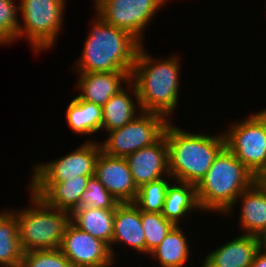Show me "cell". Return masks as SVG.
<instances>
[{
	"label": "cell",
	"mask_w": 266,
	"mask_h": 267,
	"mask_svg": "<svg viewBox=\"0 0 266 267\" xmlns=\"http://www.w3.org/2000/svg\"><path fill=\"white\" fill-rule=\"evenodd\" d=\"M145 47L141 45L137 52L130 81L136 88L142 111L157 113L172 121L180 99L181 56L171 54L165 59H156Z\"/></svg>",
	"instance_id": "obj_1"
},
{
	"label": "cell",
	"mask_w": 266,
	"mask_h": 267,
	"mask_svg": "<svg viewBox=\"0 0 266 267\" xmlns=\"http://www.w3.org/2000/svg\"><path fill=\"white\" fill-rule=\"evenodd\" d=\"M94 14L81 56L72 64V72H132L142 44L127 31L106 23L97 13Z\"/></svg>",
	"instance_id": "obj_2"
},
{
	"label": "cell",
	"mask_w": 266,
	"mask_h": 267,
	"mask_svg": "<svg viewBox=\"0 0 266 267\" xmlns=\"http://www.w3.org/2000/svg\"><path fill=\"white\" fill-rule=\"evenodd\" d=\"M173 122L168 123L164 132L168 146L169 175L174 181L197 185L225 147L224 133H192L176 127Z\"/></svg>",
	"instance_id": "obj_3"
},
{
	"label": "cell",
	"mask_w": 266,
	"mask_h": 267,
	"mask_svg": "<svg viewBox=\"0 0 266 267\" xmlns=\"http://www.w3.org/2000/svg\"><path fill=\"white\" fill-rule=\"evenodd\" d=\"M254 182L255 176L225 146L196 185L202 213L210 211L224 215L234 205L237 197Z\"/></svg>",
	"instance_id": "obj_4"
},
{
	"label": "cell",
	"mask_w": 266,
	"mask_h": 267,
	"mask_svg": "<svg viewBox=\"0 0 266 267\" xmlns=\"http://www.w3.org/2000/svg\"><path fill=\"white\" fill-rule=\"evenodd\" d=\"M28 192L29 207L13 208L18 220L22 252L58 249L70 223V212L48 206L31 191Z\"/></svg>",
	"instance_id": "obj_5"
},
{
	"label": "cell",
	"mask_w": 266,
	"mask_h": 267,
	"mask_svg": "<svg viewBox=\"0 0 266 267\" xmlns=\"http://www.w3.org/2000/svg\"><path fill=\"white\" fill-rule=\"evenodd\" d=\"M66 1L19 0L21 19L17 41L25 38L36 56L45 50H52L65 25Z\"/></svg>",
	"instance_id": "obj_6"
},
{
	"label": "cell",
	"mask_w": 266,
	"mask_h": 267,
	"mask_svg": "<svg viewBox=\"0 0 266 267\" xmlns=\"http://www.w3.org/2000/svg\"><path fill=\"white\" fill-rule=\"evenodd\" d=\"M101 145L94 139L69 153L50 161L33 163L32 175L27 190L38 195L49 183H59L73 178H89L94 175L95 164L101 152Z\"/></svg>",
	"instance_id": "obj_7"
},
{
	"label": "cell",
	"mask_w": 266,
	"mask_h": 267,
	"mask_svg": "<svg viewBox=\"0 0 266 267\" xmlns=\"http://www.w3.org/2000/svg\"><path fill=\"white\" fill-rule=\"evenodd\" d=\"M249 114L223 133L225 146L256 177L266 168V109Z\"/></svg>",
	"instance_id": "obj_8"
},
{
	"label": "cell",
	"mask_w": 266,
	"mask_h": 267,
	"mask_svg": "<svg viewBox=\"0 0 266 267\" xmlns=\"http://www.w3.org/2000/svg\"><path fill=\"white\" fill-rule=\"evenodd\" d=\"M169 122L163 115L142 111L123 127L108 132L105 141L99 142L101 150L109 156L126 158L156 143Z\"/></svg>",
	"instance_id": "obj_9"
},
{
	"label": "cell",
	"mask_w": 266,
	"mask_h": 267,
	"mask_svg": "<svg viewBox=\"0 0 266 267\" xmlns=\"http://www.w3.org/2000/svg\"><path fill=\"white\" fill-rule=\"evenodd\" d=\"M172 1V0H170ZM169 0H94L93 10L106 23L125 30L144 45L146 27ZM166 3V4H165ZM145 31V32H144Z\"/></svg>",
	"instance_id": "obj_10"
},
{
	"label": "cell",
	"mask_w": 266,
	"mask_h": 267,
	"mask_svg": "<svg viewBox=\"0 0 266 267\" xmlns=\"http://www.w3.org/2000/svg\"><path fill=\"white\" fill-rule=\"evenodd\" d=\"M60 251L74 267H107L115 260L109 246L73 225H67Z\"/></svg>",
	"instance_id": "obj_11"
},
{
	"label": "cell",
	"mask_w": 266,
	"mask_h": 267,
	"mask_svg": "<svg viewBox=\"0 0 266 267\" xmlns=\"http://www.w3.org/2000/svg\"><path fill=\"white\" fill-rule=\"evenodd\" d=\"M94 176L118 203H134L138 187L125 158L109 156L101 151L95 164Z\"/></svg>",
	"instance_id": "obj_12"
},
{
	"label": "cell",
	"mask_w": 266,
	"mask_h": 267,
	"mask_svg": "<svg viewBox=\"0 0 266 267\" xmlns=\"http://www.w3.org/2000/svg\"><path fill=\"white\" fill-rule=\"evenodd\" d=\"M125 159L138 188L145 183L170 176L165 135L156 143L137 150Z\"/></svg>",
	"instance_id": "obj_13"
},
{
	"label": "cell",
	"mask_w": 266,
	"mask_h": 267,
	"mask_svg": "<svg viewBox=\"0 0 266 267\" xmlns=\"http://www.w3.org/2000/svg\"><path fill=\"white\" fill-rule=\"evenodd\" d=\"M130 247L134 252L145 254V235L141 222V211L134 203H119L115 208L113 219V237L110 251L115 262L119 254L115 245ZM119 244V245H118ZM114 245V246H113ZM118 254V255H117Z\"/></svg>",
	"instance_id": "obj_14"
},
{
	"label": "cell",
	"mask_w": 266,
	"mask_h": 267,
	"mask_svg": "<svg viewBox=\"0 0 266 267\" xmlns=\"http://www.w3.org/2000/svg\"><path fill=\"white\" fill-rule=\"evenodd\" d=\"M75 85L79 90L78 98L103 106L130 82L131 72L112 71L95 73H76Z\"/></svg>",
	"instance_id": "obj_15"
},
{
	"label": "cell",
	"mask_w": 266,
	"mask_h": 267,
	"mask_svg": "<svg viewBox=\"0 0 266 267\" xmlns=\"http://www.w3.org/2000/svg\"><path fill=\"white\" fill-rule=\"evenodd\" d=\"M260 249L259 237L239 234L205 254L201 267H251Z\"/></svg>",
	"instance_id": "obj_16"
},
{
	"label": "cell",
	"mask_w": 266,
	"mask_h": 267,
	"mask_svg": "<svg viewBox=\"0 0 266 267\" xmlns=\"http://www.w3.org/2000/svg\"><path fill=\"white\" fill-rule=\"evenodd\" d=\"M236 204H240L238 216L239 228L242 230L240 234L260 237L266 231V191L254 182L237 197L234 205L223 217L229 218L231 213H234L233 208Z\"/></svg>",
	"instance_id": "obj_17"
},
{
	"label": "cell",
	"mask_w": 266,
	"mask_h": 267,
	"mask_svg": "<svg viewBox=\"0 0 266 267\" xmlns=\"http://www.w3.org/2000/svg\"><path fill=\"white\" fill-rule=\"evenodd\" d=\"M140 112H142V109L139 104L137 91L134 84L130 81L126 88L124 87L117 94H114L102 106L101 130L108 133L121 128Z\"/></svg>",
	"instance_id": "obj_18"
},
{
	"label": "cell",
	"mask_w": 266,
	"mask_h": 267,
	"mask_svg": "<svg viewBox=\"0 0 266 267\" xmlns=\"http://www.w3.org/2000/svg\"><path fill=\"white\" fill-rule=\"evenodd\" d=\"M193 212H202L196 194V185L172 181L167 187L162 215L175 225H181ZM189 215V216H188Z\"/></svg>",
	"instance_id": "obj_19"
},
{
	"label": "cell",
	"mask_w": 266,
	"mask_h": 267,
	"mask_svg": "<svg viewBox=\"0 0 266 267\" xmlns=\"http://www.w3.org/2000/svg\"><path fill=\"white\" fill-rule=\"evenodd\" d=\"M182 229L181 225H175L147 257L156 260L159 267H187L192 247Z\"/></svg>",
	"instance_id": "obj_20"
},
{
	"label": "cell",
	"mask_w": 266,
	"mask_h": 267,
	"mask_svg": "<svg viewBox=\"0 0 266 267\" xmlns=\"http://www.w3.org/2000/svg\"><path fill=\"white\" fill-rule=\"evenodd\" d=\"M114 213L115 209L79 207L70 213V222L80 230L105 242L110 248Z\"/></svg>",
	"instance_id": "obj_21"
},
{
	"label": "cell",
	"mask_w": 266,
	"mask_h": 267,
	"mask_svg": "<svg viewBox=\"0 0 266 267\" xmlns=\"http://www.w3.org/2000/svg\"><path fill=\"white\" fill-rule=\"evenodd\" d=\"M65 119L68 128L81 137L98 134L101 132L102 106L81 100L76 96L66 107Z\"/></svg>",
	"instance_id": "obj_22"
},
{
	"label": "cell",
	"mask_w": 266,
	"mask_h": 267,
	"mask_svg": "<svg viewBox=\"0 0 266 267\" xmlns=\"http://www.w3.org/2000/svg\"><path fill=\"white\" fill-rule=\"evenodd\" d=\"M89 178H73L59 183H49L37 196L48 206L72 212L80 207V198Z\"/></svg>",
	"instance_id": "obj_23"
},
{
	"label": "cell",
	"mask_w": 266,
	"mask_h": 267,
	"mask_svg": "<svg viewBox=\"0 0 266 267\" xmlns=\"http://www.w3.org/2000/svg\"><path fill=\"white\" fill-rule=\"evenodd\" d=\"M22 253L18 220L7 208L0 213V267H20Z\"/></svg>",
	"instance_id": "obj_24"
},
{
	"label": "cell",
	"mask_w": 266,
	"mask_h": 267,
	"mask_svg": "<svg viewBox=\"0 0 266 267\" xmlns=\"http://www.w3.org/2000/svg\"><path fill=\"white\" fill-rule=\"evenodd\" d=\"M173 181L171 176L145 183L138 188L134 204L140 211L162 213L167 187Z\"/></svg>",
	"instance_id": "obj_25"
},
{
	"label": "cell",
	"mask_w": 266,
	"mask_h": 267,
	"mask_svg": "<svg viewBox=\"0 0 266 267\" xmlns=\"http://www.w3.org/2000/svg\"><path fill=\"white\" fill-rule=\"evenodd\" d=\"M141 222L145 235V257L149 255L166 237L175 224L162 213L141 211Z\"/></svg>",
	"instance_id": "obj_26"
},
{
	"label": "cell",
	"mask_w": 266,
	"mask_h": 267,
	"mask_svg": "<svg viewBox=\"0 0 266 267\" xmlns=\"http://www.w3.org/2000/svg\"><path fill=\"white\" fill-rule=\"evenodd\" d=\"M19 4L0 0V46L16 44L19 31Z\"/></svg>",
	"instance_id": "obj_27"
},
{
	"label": "cell",
	"mask_w": 266,
	"mask_h": 267,
	"mask_svg": "<svg viewBox=\"0 0 266 267\" xmlns=\"http://www.w3.org/2000/svg\"><path fill=\"white\" fill-rule=\"evenodd\" d=\"M119 203L93 175L87 181V187L80 198V207L115 209Z\"/></svg>",
	"instance_id": "obj_28"
},
{
	"label": "cell",
	"mask_w": 266,
	"mask_h": 267,
	"mask_svg": "<svg viewBox=\"0 0 266 267\" xmlns=\"http://www.w3.org/2000/svg\"><path fill=\"white\" fill-rule=\"evenodd\" d=\"M20 267H74L60 249L34 250L22 253Z\"/></svg>",
	"instance_id": "obj_29"
},
{
	"label": "cell",
	"mask_w": 266,
	"mask_h": 267,
	"mask_svg": "<svg viewBox=\"0 0 266 267\" xmlns=\"http://www.w3.org/2000/svg\"><path fill=\"white\" fill-rule=\"evenodd\" d=\"M251 267H266V253L261 249L256 253Z\"/></svg>",
	"instance_id": "obj_30"
},
{
	"label": "cell",
	"mask_w": 266,
	"mask_h": 267,
	"mask_svg": "<svg viewBox=\"0 0 266 267\" xmlns=\"http://www.w3.org/2000/svg\"><path fill=\"white\" fill-rule=\"evenodd\" d=\"M255 182L266 191V168L255 177Z\"/></svg>",
	"instance_id": "obj_31"
},
{
	"label": "cell",
	"mask_w": 266,
	"mask_h": 267,
	"mask_svg": "<svg viewBox=\"0 0 266 267\" xmlns=\"http://www.w3.org/2000/svg\"><path fill=\"white\" fill-rule=\"evenodd\" d=\"M260 249L266 253V231L259 237Z\"/></svg>",
	"instance_id": "obj_32"
},
{
	"label": "cell",
	"mask_w": 266,
	"mask_h": 267,
	"mask_svg": "<svg viewBox=\"0 0 266 267\" xmlns=\"http://www.w3.org/2000/svg\"><path fill=\"white\" fill-rule=\"evenodd\" d=\"M114 265H117L116 262H114L112 265H109L107 267H114Z\"/></svg>",
	"instance_id": "obj_33"
}]
</instances>
